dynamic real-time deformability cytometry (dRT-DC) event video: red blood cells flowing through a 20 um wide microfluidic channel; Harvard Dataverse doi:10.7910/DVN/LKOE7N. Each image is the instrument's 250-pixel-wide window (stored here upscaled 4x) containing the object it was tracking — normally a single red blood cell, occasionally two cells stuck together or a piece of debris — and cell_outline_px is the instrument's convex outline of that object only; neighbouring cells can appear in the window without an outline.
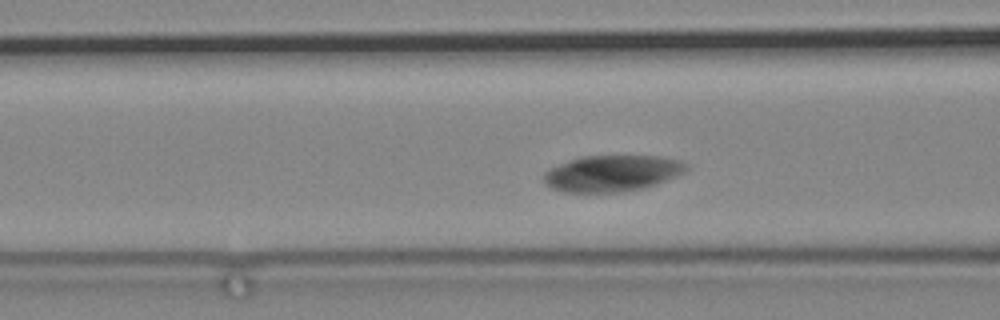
{"species": "common noctule bat (a hibernating species)", "species_latin": "Nyctalus noctula", "temperature_condition": "cold", "stored_images_in_passage": 50, "camera_frame_rate_fps": 3000, "um_per_image_px": 0.085, "animal": {"sex": "male", "body_mass_g": 19.2, "forearm_length_mm": 51.8}, "frame": {"image": 1, "passage_image": 7, "time_ms": 2.0, "image_size_px": [1000, 320], "cell_outline_px": [[688, 168], [684, 172], [676, 176], [656, 184], [644, 188], [624, 192], [564, 192], [552, 188], [544, 184], [544, 172], [548, 168], [568, 160], [584, 156], [660, 156], [680, 160], [688, 164]], "centroid_in_image_um": [52.01, 14.73], "position_along_channel_um": 114.6, "area_um2": 30.29}}
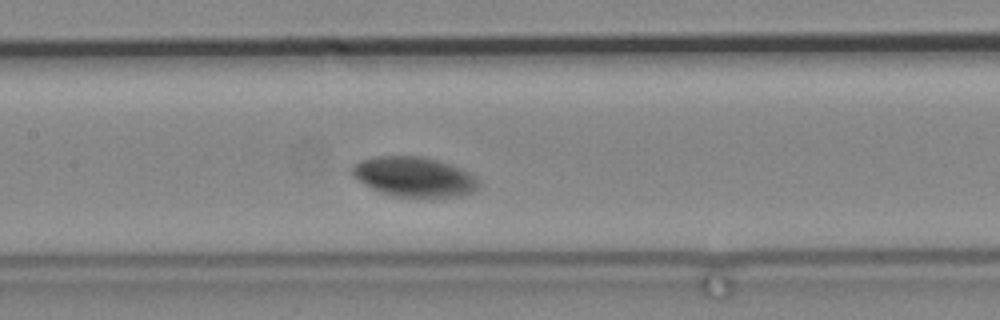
{"frame": {"image": 2, "passage_image": 13, "time_ms": 4.0, "image_size_px": [1000, 320], "cell_outline_px": [[480, 184], [472, 192], [460, 196], [392, 196], [380, 192], [372, 188], [352, 176], [352, 168], [360, 160], [376, 156], [424, 156], [460, 168], [476, 176], [480, 180]], "centroid_in_image_um": [35.21, 15.02], "position_along_channel_um": 172.2, "area_um2": 29.07}}
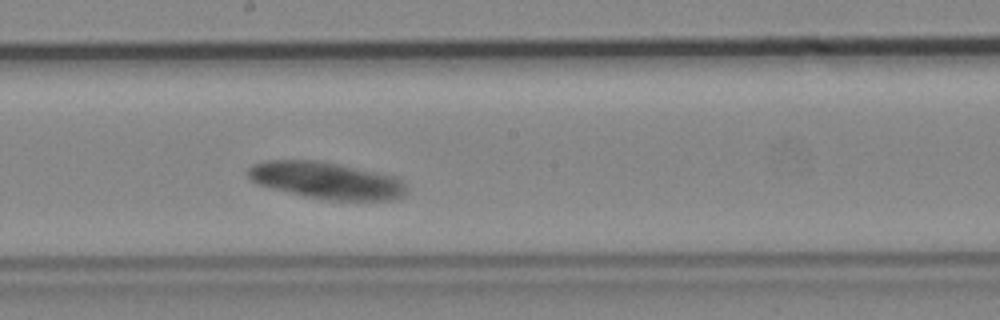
{"frame": {"image": 3, "passage_image": 18, "time_ms": 5.667, "image_size_px": [1000, 320], "cell_outline_px": [[408, 192], [404, 196], [396, 200], [328, 200], [304, 196], [256, 184], [248, 176], [248, 168], [252, 164], [264, 160], [316, 160], [340, 164], [396, 176], [408, 188]], "centroid_in_image_um": [27.76, 15.34], "position_along_channel_um": 220.4, "area_um2": 34.33}}